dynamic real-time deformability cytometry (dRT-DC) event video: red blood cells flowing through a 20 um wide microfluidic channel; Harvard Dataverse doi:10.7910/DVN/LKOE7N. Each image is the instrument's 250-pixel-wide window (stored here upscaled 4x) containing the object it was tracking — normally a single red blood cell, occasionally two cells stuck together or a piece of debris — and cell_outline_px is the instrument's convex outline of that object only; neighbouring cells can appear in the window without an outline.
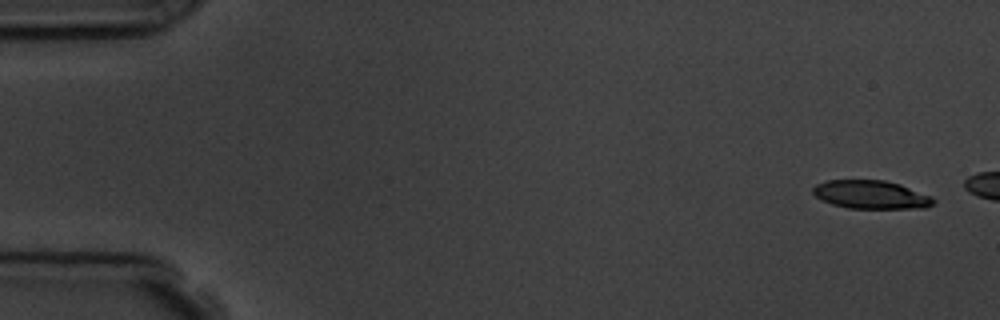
{"species": "common noctule bat (a hibernating species)", "species_latin": "Nyctalus noctula", "temperature_condition": "room temperature", "stored_images_in_passage": 3, "camera_frame_rate_fps": 3000, "um_per_image_px": 0.085, "animal": {"sex": "male", "body_mass_g": 19.5, "forearm_length_mm": 54.6}, "frame": {"image": 1, "passage_image": 1, "time_ms": 0.0, "image_size_px": [1000, 320], "cell_outline_px": [[936, 200], [932, 204], [924, 208], [848, 208], [832, 204], [816, 196], [812, 192], [812, 188], [816, 184], [828, 180], [884, 180], [900, 184], [932, 196]], "centroid_in_image_um": [74.04, 16.54], "position_along_channel_um": 11.0, "area_um2": 19.83}}